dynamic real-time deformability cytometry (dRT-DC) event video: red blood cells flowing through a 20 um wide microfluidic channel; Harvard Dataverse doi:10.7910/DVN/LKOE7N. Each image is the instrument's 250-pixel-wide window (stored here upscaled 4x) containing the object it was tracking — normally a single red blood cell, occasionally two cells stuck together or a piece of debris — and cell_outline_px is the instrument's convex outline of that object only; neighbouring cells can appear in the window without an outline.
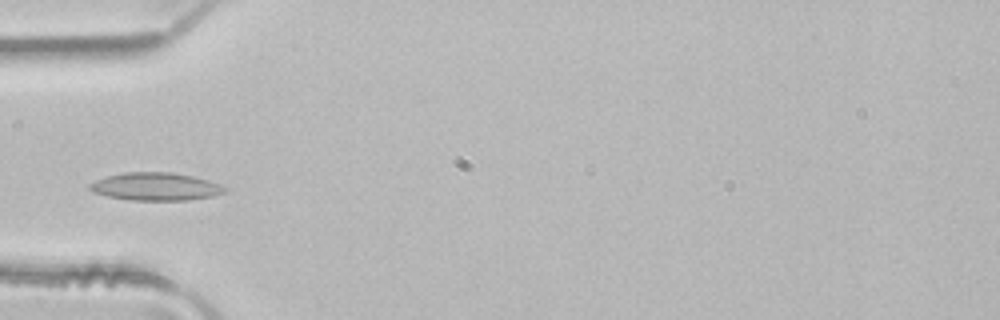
{"species": "common noctule bat (a hibernating species)", "species_latin": "Nyctalus noctula", "temperature_condition": "room temperature", "stored_images_in_passage": 2, "camera_frame_rate_fps": 3000, "um_per_image_px": 0.085, "animal": {"sex": "male", "body_mass_g": 21.5, "forearm_length_mm": 52.0}, "frame": {"image": 1, "passage_image": 2, "time_ms": 0.333, "image_size_px": [1000, 320], "cell_outline_px": [[228, 188], [224, 192], [212, 196], [188, 200], [132, 200], [108, 196], [92, 192], [88, 188], [88, 184], [96, 180], [108, 176], [124, 172], [168, 172], [192, 176], [208, 180], [220, 184]], "centroid_in_image_um": [13.21, 15.86], "position_along_channel_um": 71.8, "area_um2": 21.79}}